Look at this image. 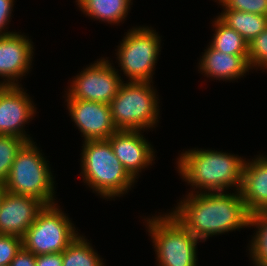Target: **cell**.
<instances>
[{
  "instance_id": "10",
  "label": "cell",
  "mask_w": 267,
  "mask_h": 266,
  "mask_svg": "<svg viewBox=\"0 0 267 266\" xmlns=\"http://www.w3.org/2000/svg\"><path fill=\"white\" fill-rule=\"evenodd\" d=\"M21 86H7L0 94V135L23 138L33 142L25 124L34 119L36 105Z\"/></svg>"
},
{
  "instance_id": "11",
  "label": "cell",
  "mask_w": 267,
  "mask_h": 266,
  "mask_svg": "<svg viewBox=\"0 0 267 266\" xmlns=\"http://www.w3.org/2000/svg\"><path fill=\"white\" fill-rule=\"evenodd\" d=\"M65 102L83 141L107 140L117 131L109 104L77 99H65Z\"/></svg>"
},
{
  "instance_id": "29",
  "label": "cell",
  "mask_w": 267,
  "mask_h": 266,
  "mask_svg": "<svg viewBox=\"0 0 267 266\" xmlns=\"http://www.w3.org/2000/svg\"><path fill=\"white\" fill-rule=\"evenodd\" d=\"M6 192L7 190H6L5 184L0 182V205Z\"/></svg>"
},
{
  "instance_id": "26",
  "label": "cell",
  "mask_w": 267,
  "mask_h": 266,
  "mask_svg": "<svg viewBox=\"0 0 267 266\" xmlns=\"http://www.w3.org/2000/svg\"><path fill=\"white\" fill-rule=\"evenodd\" d=\"M14 0H0V36H5L14 33L13 31H8V24L12 19V11L14 7Z\"/></svg>"
},
{
  "instance_id": "19",
  "label": "cell",
  "mask_w": 267,
  "mask_h": 266,
  "mask_svg": "<svg viewBox=\"0 0 267 266\" xmlns=\"http://www.w3.org/2000/svg\"><path fill=\"white\" fill-rule=\"evenodd\" d=\"M212 23L215 32L209 45L213 49L231 55H248V43L238 32L223 23L217 16Z\"/></svg>"
},
{
  "instance_id": "3",
  "label": "cell",
  "mask_w": 267,
  "mask_h": 266,
  "mask_svg": "<svg viewBox=\"0 0 267 266\" xmlns=\"http://www.w3.org/2000/svg\"><path fill=\"white\" fill-rule=\"evenodd\" d=\"M81 172L83 182L100 198L115 200L128 194L137 182L115 156L108 140L82 142Z\"/></svg>"
},
{
  "instance_id": "17",
  "label": "cell",
  "mask_w": 267,
  "mask_h": 266,
  "mask_svg": "<svg viewBox=\"0 0 267 266\" xmlns=\"http://www.w3.org/2000/svg\"><path fill=\"white\" fill-rule=\"evenodd\" d=\"M133 0H76L86 16L99 22L119 25L126 20Z\"/></svg>"
},
{
  "instance_id": "7",
  "label": "cell",
  "mask_w": 267,
  "mask_h": 266,
  "mask_svg": "<svg viewBox=\"0 0 267 266\" xmlns=\"http://www.w3.org/2000/svg\"><path fill=\"white\" fill-rule=\"evenodd\" d=\"M125 33L115 53L120 71L128 82H153L162 48L160 35L151 26H133Z\"/></svg>"
},
{
  "instance_id": "23",
  "label": "cell",
  "mask_w": 267,
  "mask_h": 266,
  "mask_svg": "<svg viewBox=\"0 0 267 266\" xmlns=\"http://www.w3.org/2000/svg\"><path fill=\"white\" fill-rule=\"evenodd\" d=\"M248 63L251 69L267 70V28L248 43Z\"/></svg>"
},
{
  "instance_id": "20",
  "label": "cell",
  "mask_w": 267,
  "mask_h": 266,
  "mask_svg": "<svg viewBox=\"0 0 267 266\" xmlns=\"http://www.w3.org/2000/svg\"><path fill=\"white\" fill-rule=\"evenodd\" d=\"M85 236H78L63 251L62 266H105L103 258L97 254Z\"/></svg>"
},
{
  "instance_id": "12",
  "label": "cell",
  "mask_w": 267,
  "mask_h": 266,
  "mask_svg": "<svg viewBox=\"0 0 267 266\" xmlns=\"http://www.w3.org/2000/svg\"><path fill=\"white\" fill-rule=\"evenodd\" d=\"M33 44L21 32L0 36V78L7 86H21L18 79L29 74L34 58Z\"/></svg>"
},
{
  "instance_id": "30",
  "label": "cell",
  "mask_w": 267,
  "mask_h": 266,
  "mask_svg": "<svg viewBox=\"0 0 267 266\" xmlns=\"http://www.w3.org/2000/svg\"><path fill=\"white\" fill-rule=\"evenodd\" d=\"M7 87V85L5 83H3V81H0V94L2 93V91Z\"/></svg>"
},
{
  "instance_id": "14",
  "label": "cell",
  "mask_w": 267,
  "mask_h": 266,
  "mask_svg": "<svg viewBox=\"0 0 267 266\" xmlns=\"http://www.w3.org/2000/svg\"><path fill=\"white\" fill-rule=\"evenodd\" d=\"M44 207L36 198L6 192L0 205V235L23 238Z\"/></svg>"
},
{
  "instance_id": "1",
  "label": "cell",
  "mask_w": 267,
  "mask_h": 266,
  "mask_svg": "<svg viewBox=\"0 0 267 266\" xmlns=\"http://www.w3.org/2000/svg\"><path fill=\"white\" fill-rule=\"evenodd\" d=\"M170 212L201 242L249 227L251 216L237 191L189 192Z\"/></svg>"
},
{
  "instance_id": "6",
  "label": "cell",
  "mask_w": 267,
  "mask_h": 266,
  "mask_svg": "<svg viewBox=\"0 0 267 266\" xmlns=\"http://www.w3.org/2000/svg\"><path fill=\"white\" fill-rule=\"evenodd\" d=\"M156 94L153 82L123 80L117 95L109 104L116 129L147 131L156 128L160 114V102Z\"/></svg>"
},
{
  "instance_id": "21",
  "label": "cell",
  "mask_w": 267,
  "mask_h": 266,
  "mask_svg": "<svg viewBox=\"0 0 267 266\" xmlns=\"http://www.w3.org/2000/svg\"><path fill=\"white\" fill-rule=\"evenodd\" d=\"M251 227L257 229L247 246L251 261L254 266H267V211L251 214Z\"/></svg>"
},
{
  "instance_id": "16",
  "label": "cell",
  "mask_w": 267,
  "mask_h": 266,
  "mask_svg": "<svg viewBox=\"0 0 267 266\" xmlns=\"http://www.w3.org/2000/svg\"><path fill=\"white\" fill-rule=\"evenodd\" d=\"M200 56L198 71L207 78L223 81H234L245 77L251 71L248 55H231L206 47Z\"/></svg>"
},
{
  "instance_id": "13",
  "label": "cell",
  "mask_w": 267,
  "mask_h": 266,
  "mask_svg": "<svg viewBox=\"0 0 267 266\" xmlns=\"http://www.w3.org/2000/svg\"><path fill=\"white\" fill-rule=\"evenodd\" d=\"M142 133V130H117L107 139L115 156L135 180L156 158V151Z\"/></svg>"
},
{
  "instance_id": "27",
  "label": "cell",
  "mask_w": 267,
  "mask_h": 266,
  "mask_svg": "<svg viewBox=\"0 0 267 266\" xmlns=\"http://www.w3.org/2000/svg\"><path fill=\"white\" fill-rule=\"evenodd\" d=\"M35 263L36 266H62L63 252L36 255Z\"/></svg>"
},
{
  "instance_id": "4",
  "label": "cell",
  "mask_w": 267,
  "mask_h": 266,
  "mask_svg": "<svg viewBox=\"0 0 267 266\" xmlns=\"http://www.w3.org/2000/svg\"><path fill=\"white\" fill-rule=\"evenodd\" d=\"M36 142H27L17 153L5 181L7 192L40 200L45 206L56 204L55 176L49 161L37 147Z\"/></svg>"
},
{
  "instance_id": "5",
  "label": "cell",
  "mask_w": 267,
  "mask_h": 266,
  "mask_svg": "<svg viewBox=\"0 0 267 266\" xmlns=\"http://www.w3.org/2000/svg\"><path fill=\"white\" fill-rule=\"evenodd\" d=\"M157 266H197L199 241L171 213L144 218Z\"/></svg>"
},
{
  "instance_id": "25",
  "label": "cell",
  "mask_w": 267,
  "mask_h": 266,
  "mask_svg": "<svg viewBox=\"0 0 267 266\" xmlns=\"http://www.w3.org/2000/svg\"><path fill=\"white\" fill-rule=\"evenodd\" d=\"M23 247V239L13 235H0V266H8Z\"/></svg>"
},
{
  "instance_id": "28",
  "label": "cell",
  "mask_w": 267,
  "mask_h": 266,
  "mask_svg": "<svg viewBox=\"0 0 267 266\" xmlns=\"http://www.w3.org/2000/svg\"><path fill=\"white\" fill-rule=\"evenodd\" d=\"M10 266H36L35 255L22 247L11 261Z\"/></svg>"
},
{
  "instance_id": "2",
  "label": "cell",
  "mask_w": 267,
  "mask_h": 266,
  "mask_svg": "<svg viewBox=\"0 0 267 266\" xmlns=\"http://www.w3.org/2000/svg\"><path fill=\"white\" fill-rule=\"evenodd\" d=\"M245 161L226 151L194 148L181 152L176 169L190 185V193L227 192L232 187L240 192Z\"/></svg>"
},
{
  "instance_id": "18",
  "label": "cell",
  "mask_w": 267,
  "mask_h": 266,
  "mask_svg": "<svg viewBox=\"0 0 267 266\" xmlns=\"http://www.w3.org/2000/svg\"><path fill=\"white\" fill-rule=\"evenodd\" d=\"M217 17L238 32L247 43L267 28V16L260 14L223 9Z\"/></svg>"
},
{
  "instance_id": "9",
  "label": "cell",
  "mask_w": 267,
  "mask_h": 266,
  "mask_svg": "<svg viewBox=\"0 0 267 266\" xmlns=\"http://www.w3.org/2000/svg\"><path fill=\"white\" fill-rule=\"evenodd\" d=\"M112 61L101 57L87 65L70 81L65 99L101 102L110 104L117 95L123 77ZM117 70V71H116Z\"/></svg>"
},
{
  "instance_id": "22",
  "label": "cell",
  "mask_w": 267,
  "mask_h": 266,
  "mask_svg": "<svg viewBox=\"0 0 267 266\" xmlns=\"http://www.w3.org/2000/svg\"><path fill=\"white\" fill-rule=\"evenodd\" d=\"M27 143L23 138L0 135V182L5 183L17 153Z\"/></svg>"
},
{
  "instance_id": "24",
  "label": "cell",
  "mask_w": 267,
  "mask_h": 266,
  "mask_svg": "<svg viewBox=\"0 0 267 266\" xmlns=\"http://www.w3.org/2000/svg\"><path fill=\"white\" fill-rule=\"evenodd\" d=\"M222 9H231L267 16V0H215Z\"/></svg>"
},
{
  "instance_id": "8",
  "label": "cell",
  "mask_w": 267,
  "mask_h": 266,
  "mask_svg": "<svg viewBox=\"0 0 267 266\" xmlns=\"http://www.w3.org/2000/svg\"><path fill=\"white\" fill-rule=\"evenodd\" d=\"M58 203L46 205L26 231L23 247L35 256L63 252L80 234Z\"/></svg>"
},
{
  "instance_id": "15",
  "label": "cell",
  "mask_w": 267,
  "mask_h": 266,
  "mask_svg": "<svg viewBox=\"0 0 267 266\" xmlns=\"http://www.w3.org/2000/svg\"><path fill=\"white\" fill-rule=\"evenodd\" d=\"M240 194L250 214L267 211V155L245 161Z\"/></svg>"
}]
</instances>
